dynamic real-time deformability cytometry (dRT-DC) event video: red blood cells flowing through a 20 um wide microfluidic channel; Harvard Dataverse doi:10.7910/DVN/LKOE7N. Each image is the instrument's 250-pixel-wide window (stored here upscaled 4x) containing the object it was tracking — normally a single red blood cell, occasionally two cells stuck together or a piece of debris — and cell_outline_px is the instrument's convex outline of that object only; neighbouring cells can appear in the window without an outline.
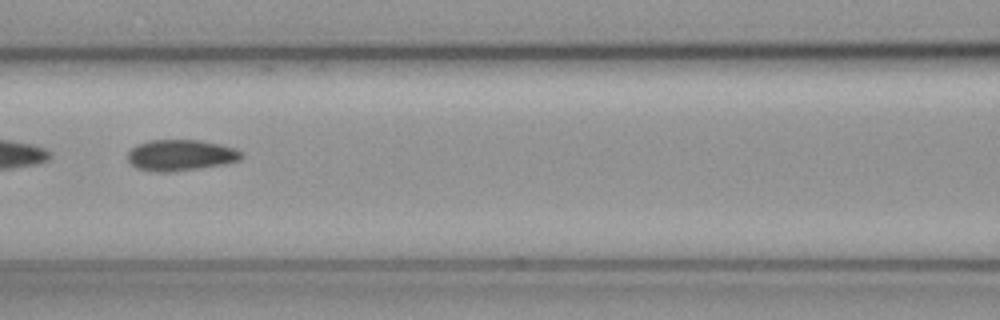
{"species": "common noctule bat (a hibernating species)", "species_latin": "Nyctalus noctula", "temperature_condition": "cold", "stored_images_in_passage": 29, "camera_frame_rate_fps": 3000, "um_per_image_px": 0.085, "animal": {"sex": "female", "body_mass_g": 19.3, "forearm_length_mm": 54.1}, "frame": {"image": 1, "passage_image": 15, "time_ms": 4.667, "image_size_px": [1000, 320], "cell_outline_px": [[244, 156], [240, 160], [224, 164], [176, 172], [152, 172], [136, 168], [128, 160], [128, 152], [132, 148], [148, 140], [200, 140], [220, 144], [236, 148], [244, 152]], "centroid_in_image_um": [15.4, 13.2], "position_along_channel_um": 151.2, "area_um2": 20.87}}
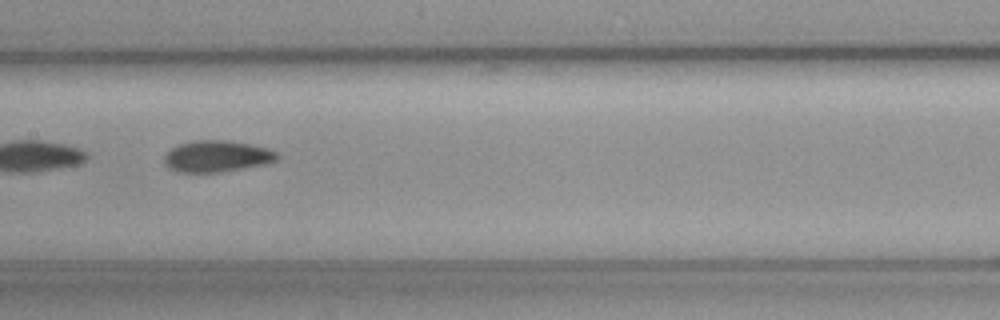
{"frame": {"image": 2, "passage_image": 18, "time_ms": 5.667, "image_size_px": [1000, 320], "cell_outline_px": [[276, 160], [264, 164], [244, 168], [220, 172], [180, 172], [168, 168], [164, 164], [164, 156], [172, 148], [180, 144], [192, 140], [228, 140], [268, 148], [276, 152]], "centroid_in_image_um": [18.39, 13.28], "position_along_channel_um": 189.0, "area_um2": 20.52}}